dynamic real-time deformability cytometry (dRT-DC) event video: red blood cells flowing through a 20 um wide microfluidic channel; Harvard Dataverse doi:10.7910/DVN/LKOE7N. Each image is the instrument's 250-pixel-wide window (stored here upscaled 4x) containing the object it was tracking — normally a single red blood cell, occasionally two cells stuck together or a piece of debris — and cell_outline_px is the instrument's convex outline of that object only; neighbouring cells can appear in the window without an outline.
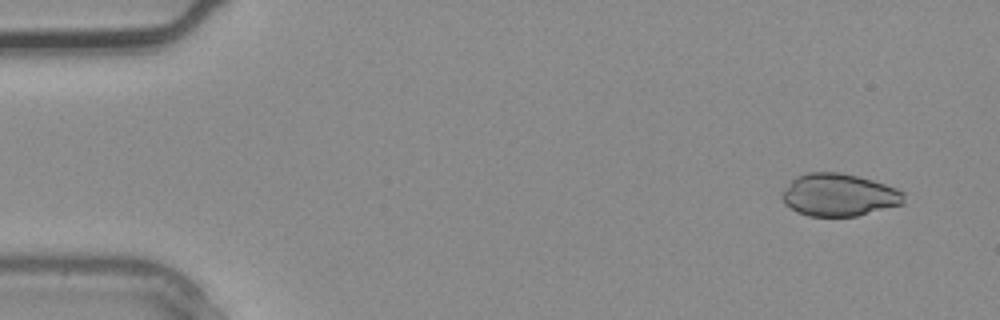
{"species": "common noctule bat (a hibernating species)", "species_latin": "Nyctalus noctula", "temperature_condition": "warm", "stored_images_in_passage": 3, "camera_frame_rate_fps": 3000, "um_per_image_px": 0.085, "animal": {"sex": "male", "body_mass_g": 20.4}, "frame": {"image": 1, "passage_image": 1, "time_ms": 0.0, "image_size_px": [1000, 320], "cell_outline_px": [[904, 204], [856, 216], [808, 216], [796, 212], [784, 204], [780, 196], [780, 192], [796, 176], [808, 172], [840, 172], [872, 180], [896, 188], [904, 192]], "centroid_in_image_um": [71.27, 16.57], "position_along_channel_um": 13.7, "area_um2": 30.4}}
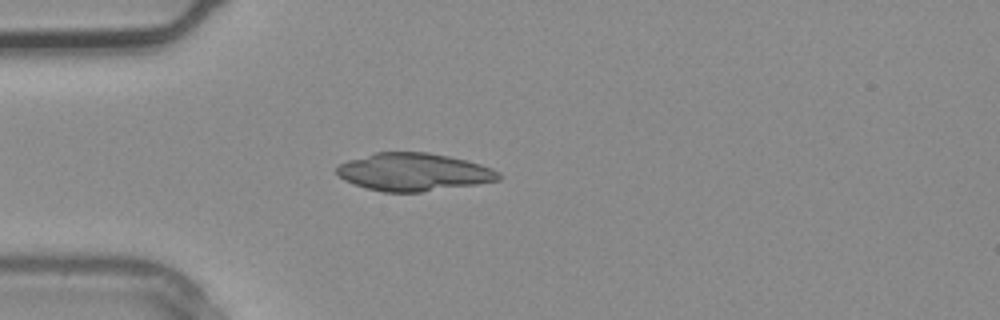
{"frame": {"image": 2, "passage_image": 3, "time_ms": 0.667, "image_size_px": [1000, 320], "cell_outline_px": [[500, 180], [476, 184], [420, 192], [384, 192], [368, 188], [344, 180], [336, 172], [336, 168], [340, 164], [348, 160], [376, 152], [428, 152], [468, 160], [492, 168], [500, 172]], "centroid_in_image_um": [35.18, 14.61], "position_along_channel_um": 49.8, "area_um2": 35.43}}